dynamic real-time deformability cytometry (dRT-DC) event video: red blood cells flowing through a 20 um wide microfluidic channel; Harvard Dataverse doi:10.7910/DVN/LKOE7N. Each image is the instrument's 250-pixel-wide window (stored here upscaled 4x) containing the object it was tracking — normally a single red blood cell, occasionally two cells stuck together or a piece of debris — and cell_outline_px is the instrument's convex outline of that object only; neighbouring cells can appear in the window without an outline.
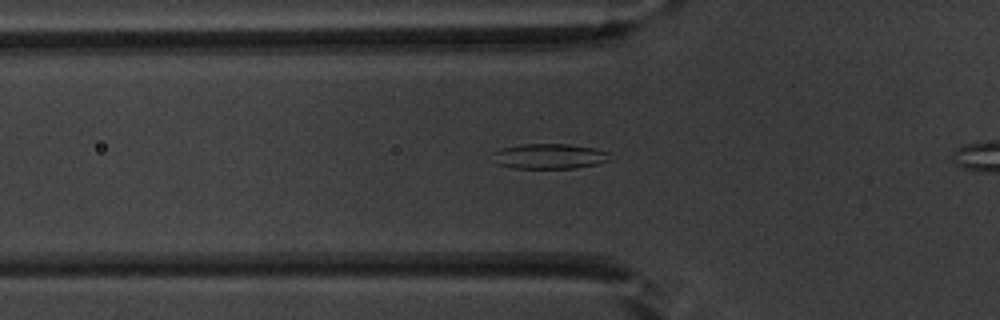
{"species": "common noctule bat (a hibernating species)", "species_latin": "Nyctalus noctula", "temperature_condition": "warm", "stored_images_in_passage": 36, "segment_of_instrument_passage": [1, 2], "camera_frame_rate_fps": 3000, "um_per_image_px": 0.085, "animal": {"sex": "male", "body_mass_g": 20.1, "forearm_length_mm": 53.5}, "frame": {"image": 1, "passage_image": 10, "time_ms": 3.0, "image_size_px": [1000, 320], "cell_outline_px": [[612, 160], [596, 164], [576, 168], [512, 168], [496, 164], [492, 152], [500, 148], [520, 144], [568, 144], [596, 148], [608, 152]], "centroid_in_image_um": [46.69, 13.28], "position_along_channel_um": 79.1, "area_um2": 17.4}}
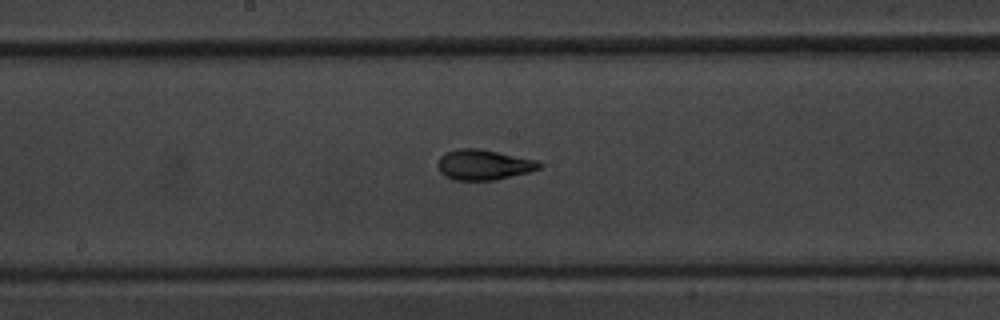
{"frame": {"image": 2, "passage_image": 20, "time_ms": 6.333, "image_size_px": [1000, 320], "cell_outline_px": [[544, 164], [540, 168], [528, 172], [492, 180], [452, 180], [444, 176], [440, 172], [436, 164], [440, 156], [448, 152], [460, 148], [480, 148], [536, 160]], "centroid_in_image_um": [41.07, 14.0], "position_along_channel_um": 207.1, "area_um2": 17.92}}
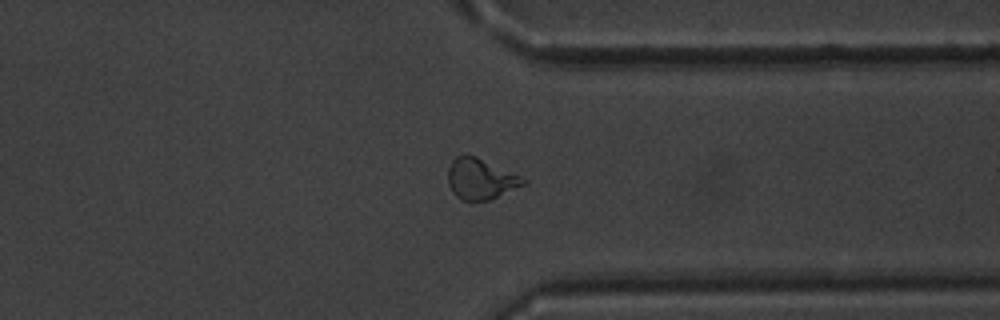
{"frame": {"image": 3, "passage_image": 33, "time_ms": 10.667, "image_size_px": [1000, 320], "cell_outline_px": [[528, 180], [524, 184], [488, 200], [460, 200], [452, 192], [448, 184], [448, 168], [452, 160], [456, 156], [476, 156], [520, 176]], "centroid_in_image_um": [40.81, 15.21], "position_along_channel_um": 370.6, "area_um2": 17.51}}